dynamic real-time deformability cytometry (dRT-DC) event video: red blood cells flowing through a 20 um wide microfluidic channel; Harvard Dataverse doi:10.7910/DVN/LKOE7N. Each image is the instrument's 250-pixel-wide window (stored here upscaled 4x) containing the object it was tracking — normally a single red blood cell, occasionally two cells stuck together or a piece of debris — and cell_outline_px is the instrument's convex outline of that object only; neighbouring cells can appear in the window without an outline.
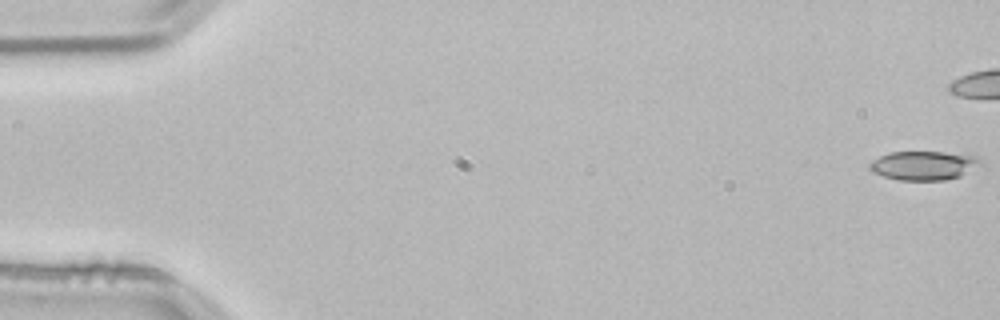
{"species": "common noctule bat (a hibernating species)", "species_latin": "Nyctalus noctula", "temperature_condition": "room temperature", "stored_images_in_passage": 43, "camera_frame_rate_fps": 3000, "um_per_image_px": 0.085, "animal": {"sex": "male", "body_mass_g": 21.5, "forearm_length_mm": 52.0}, "frame": {"image": 1, "passage_image": 1, "time_ms": 0.0, "image_size_px": [1000, 320], "cell_outline_px": [[984, 164], [960, 176], [944, 180], [900, 180], [884, 176], [872, 172], [868, 168], [868, 164], [872, 160], [888, 152], [944, 152], [976, 156]], "centroid_in_image_um": [78.51, 14.06], "position_along_channel_um": 6.5, "area_um2": 18.79}}
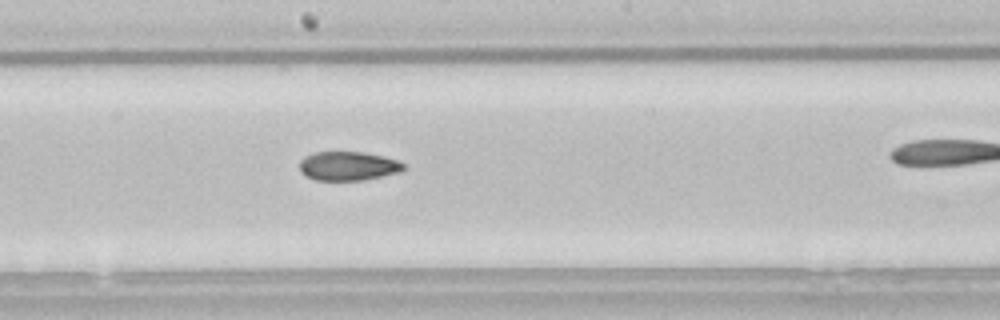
{"frame": {"image": 2, "passage_image": 29, "time_ms": 9.333, "image_size_px": [1000, 320], "cell_outline_px": [[408, 168], [400, 172], [364, 180], [316, 180], [304, 176], [300, 172], [300, 160], [304, 156], [316, 152], [364, 152], [384, 156], [400, 160]], "centroid_in_image_um": [29.62, 14.11], "position_along_channel_um": 218.6, "area_um2": 17.86}}
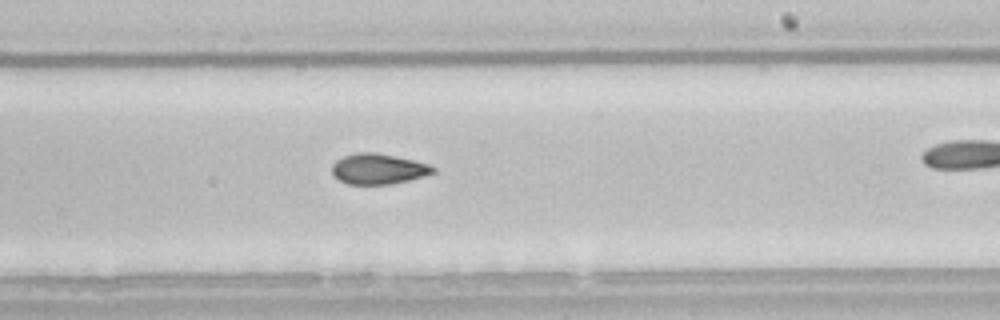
{"frame": {"image": 3, "passage_image": 32, "time_ms": 10.333, "image_size_px": [1000, 320], "cell_outline_px": [[436, 172], [424, 176], [392, 184], [348, 184], [340, 180], [332, 172], [332, 164], [336, 160], [344, 156], [356, 152], [376, 152], [416, 160], [428, 164], [436, 168]], "centroid_in_image_um": [32.18, 14.34], "position_along_channel_um": 256.8, "area_um2": 18.03}}